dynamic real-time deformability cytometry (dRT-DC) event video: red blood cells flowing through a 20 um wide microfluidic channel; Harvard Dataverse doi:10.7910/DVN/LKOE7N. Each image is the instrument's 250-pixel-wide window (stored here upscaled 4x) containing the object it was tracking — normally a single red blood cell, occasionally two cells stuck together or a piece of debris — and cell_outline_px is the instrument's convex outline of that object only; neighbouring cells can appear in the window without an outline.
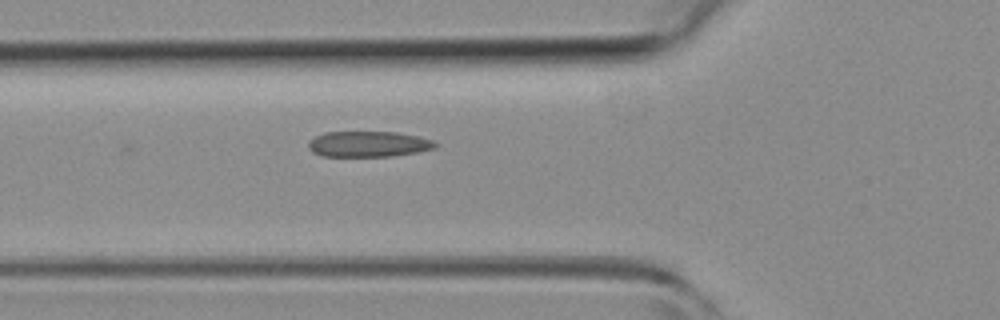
{"species": "common noctule bat (a hibernating species)", "species_latin": "Nyctalus noctula", "temperature_condition": "room temperature", "stored_images_in_passage": 2, "camera_frame_rate_fps": 3000, "um_per_image_px": 0.085, "animal": {"sex": "female", "body_mass_g": 19.3, "forearm_length_mm": 54.1}, "frame": {"image": 1, "passage_image": 2, "time_ms": 1.333, "image_size_px": [1000, 320], "cell_outline_px": [[440, 144], [436, 148], [416, 152], [392, 156], [324, 156], [312, 152], [308, 148], [308, 140], [324, 132], [396, 132], [420, 136], [432, 140]], "centroid_in_image_um": [31.33, 12.24], "position_along_channel_um": 94.5, "area_um2": 19.13}}